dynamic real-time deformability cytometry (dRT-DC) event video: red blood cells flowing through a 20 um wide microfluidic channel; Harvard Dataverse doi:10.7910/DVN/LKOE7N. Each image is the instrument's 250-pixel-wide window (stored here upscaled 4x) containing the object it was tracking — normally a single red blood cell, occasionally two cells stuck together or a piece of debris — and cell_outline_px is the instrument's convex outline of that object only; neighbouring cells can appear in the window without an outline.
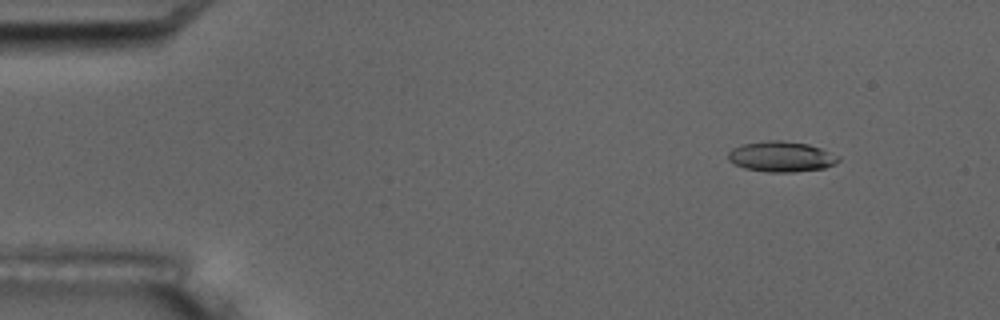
{"species": "common noctule bat (a hibernating species)", "species_latin": "Nyctalus noctula", "temperature_condition": "room temperature", "stored_images_in_passage": 6, "camera_frame_rate_fps": 3000, "um_per_image_px": 0.085, "animal": {"sex": "male", "body_mass_g": 17.5, "forearm_length_mm": 52.3}, "frame": {"image": 1, "passage_image": 3, "time_ms": 2.0, "image_size_px": [1000, 320], "cell_outline_px": [[840, 160], [836, 164], [824, 168], [792, 172], [768, 172], [744, 168], [728, 160], [728, 152], [732, 148], [744, 144], [764, 140], [780, 140], [808, 144], [820, 148], [840, 156]], "centroid_in_image_um": [66.42, 13.31], "position_along_channel_um": 18.6, "area_um2": 19.59}}